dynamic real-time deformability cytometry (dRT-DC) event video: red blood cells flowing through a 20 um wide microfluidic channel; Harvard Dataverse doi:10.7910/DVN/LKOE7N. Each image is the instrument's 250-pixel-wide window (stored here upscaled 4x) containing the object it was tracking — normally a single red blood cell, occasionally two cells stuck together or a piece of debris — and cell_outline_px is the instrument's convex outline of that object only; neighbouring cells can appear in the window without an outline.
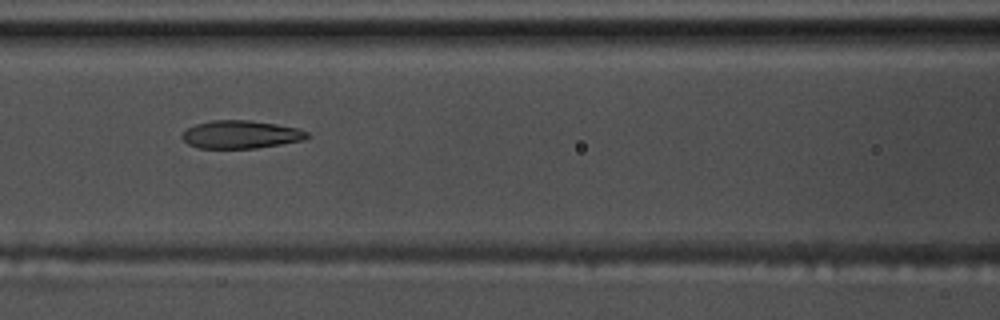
{"species": "common noctule bat (a hibernating species)", "species_latin": "Nyctalus noctula", "temperature_condition": "warm", "stored_images_in_passage": 10, "camera_frame_rate_fps": 3000, "um_per_image_px": 0.085, "animal": {"sex": "male", "body_mass_g": 17.5, "forearm_length_mm": 52.3}, "frame": {"image": 1, "passage_image": 7, "time_ms": 2.0, "image_size_px": [1000, 320], "cell_outline_px": [[312, 136], [304, 140], [256, 148], [200, 148], [188, 144], [180, 136], [188, 128], [196, 124], [212, 120], [248, 120], [276, 124], [296, 128], [308, 132]], "centroid_in_image_um": [20.48, 11.43], "position_along_channel_um": 146.1, "area_um2": 20.29}}
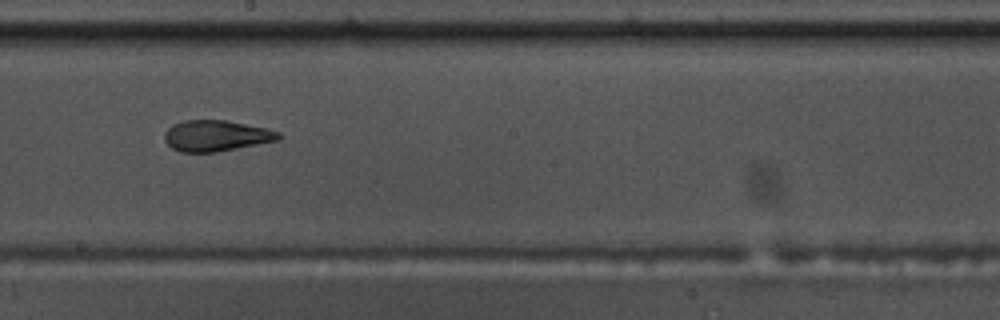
{"frame": {"image": 2, "passage_image": 9, "time_ms": 2.667, "image_size_px": [1000, 320], "cell_outline_px": [[284, 136], [280, 140], [216, 152], [180, 152], [172, 148], [164, 140], [164, 132], [172, 124], [184, 120], [224, 120], [268, 128], [280, 132]], "centroid_in_image_um": [18.4, 11.54], "position_along_channel_um": 229.8, "area_um2": 20.81}}